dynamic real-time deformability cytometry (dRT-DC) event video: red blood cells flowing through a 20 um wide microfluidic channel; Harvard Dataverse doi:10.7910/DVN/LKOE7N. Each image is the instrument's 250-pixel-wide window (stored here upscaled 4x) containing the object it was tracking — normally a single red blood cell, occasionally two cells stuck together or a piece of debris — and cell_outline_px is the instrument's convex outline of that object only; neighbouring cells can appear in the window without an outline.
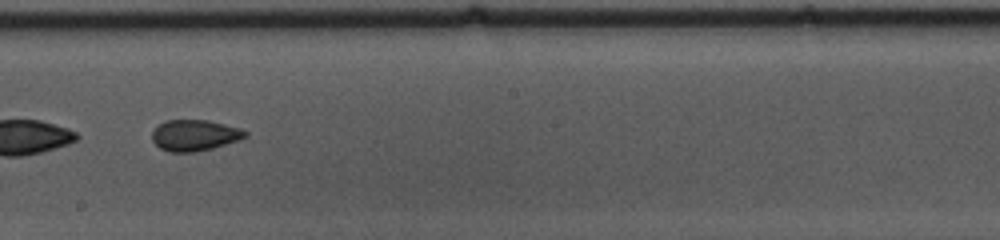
{"species": "common noctule bat (a hibernating species)", "species_latin": "Nyctalus noctula", "temperature_condition": "cold", "stored_images_in_passage": 36, "segment_of_instrument_passage": [2, 2], "camera_frame_rate_fps": 3000, "um_per_image_px": 0.085, "animal": {"sex": "female", "body_mass_g": 10.0, "forearm_length_mm": 53.1}, "frame": {"image": 1, "passage_image": 28, "time_ms": 9.0, "image_size_px": [1000, 240], "cell_outline_px": [[248, 136], [240, 140], [212, 148], [196, 152], [168, 152], [160, 148], [152, 140], [152, 132], [156, 124], [164, 120], [208, 120], [240, 128], [248, 132]], "centroid_in_image_um": [16.53, 11.49], "position_along_channel_um": 231.7, "area_um2": 17.11}}